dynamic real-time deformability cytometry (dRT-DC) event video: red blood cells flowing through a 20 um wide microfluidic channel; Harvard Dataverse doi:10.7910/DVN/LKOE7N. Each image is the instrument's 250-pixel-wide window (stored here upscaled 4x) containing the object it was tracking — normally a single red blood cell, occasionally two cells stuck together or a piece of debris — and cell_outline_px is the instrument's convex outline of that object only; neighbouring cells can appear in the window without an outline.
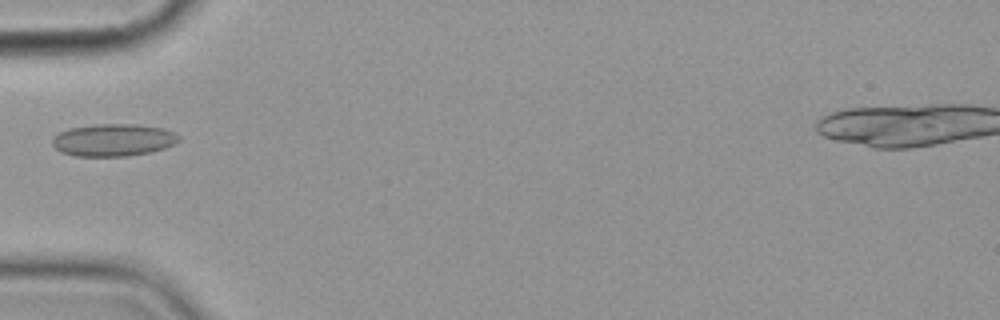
{"species": "common noctule bat (a hibernating species)", "species_latin": "Nyctalus noctula", "temperature_condition": "cold", "stored_images_in_passage": 1, "camera_frame_rate_fps": 3000, "um_per_image_px": 0.085, "animal": {"sex": "female", "body_mass_g": 19.9}, "frame": {"image": 1, "passage_image": 1, "time_ms": 0.0, "image_size_px": [1000, 320], "cell_outline_px": [[180, 140], [164, 148], [152, 152], [128, 156], [76, 156], [60, 152], [52, 144], [52, 140], [60, 132], [68, 128], [96, 124], [136, 124], [164, 128], [180, 136]], "centroid_in_image_um": [9.63, 11.9], "position_along_channel_um": 75.4, "area_um2": 23.87}}